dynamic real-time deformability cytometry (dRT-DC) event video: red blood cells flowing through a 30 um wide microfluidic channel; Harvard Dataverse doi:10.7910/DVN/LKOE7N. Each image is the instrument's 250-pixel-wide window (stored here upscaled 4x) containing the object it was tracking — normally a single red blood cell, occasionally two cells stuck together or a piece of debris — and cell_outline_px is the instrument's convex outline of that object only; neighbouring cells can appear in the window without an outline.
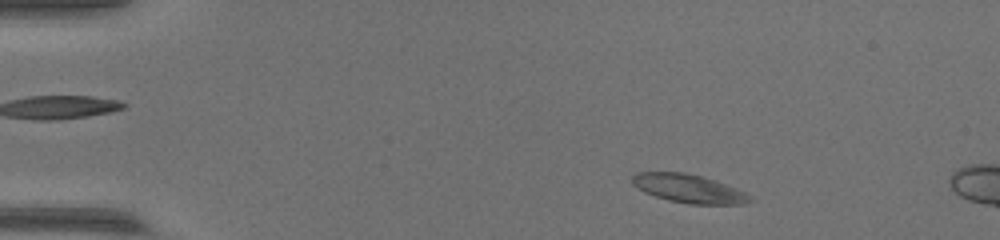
{"species": "common noctule bat (a hibernating species)", "species_latin": "Nyctalus noctula", "temperature_condition": "warm", "stored_images_in_passage": 10, "camera_frame_rate_fps": 3000, "um_per_image_px": 0.085, "animal": {"sex": "female", "body_mass_g": 17.0, "forearm_length_mm": 48.0}, "frame": {"image": 1, "passage_image": 2, "time_ms": 0.333, "image_size_px": [1000, 240], "cell_outline_px": [[752, 200], [744, 204], [688, 204], [668, 200], [644, 192], [632, 184], [632, 176], [636, 172], [684, 172], [700, 176], [736, 188], [752, 196]], "centroid_in_image_um": [58.52, 16.03], "position_along_channel_um": 26.5, "area_um2": 19.36}}